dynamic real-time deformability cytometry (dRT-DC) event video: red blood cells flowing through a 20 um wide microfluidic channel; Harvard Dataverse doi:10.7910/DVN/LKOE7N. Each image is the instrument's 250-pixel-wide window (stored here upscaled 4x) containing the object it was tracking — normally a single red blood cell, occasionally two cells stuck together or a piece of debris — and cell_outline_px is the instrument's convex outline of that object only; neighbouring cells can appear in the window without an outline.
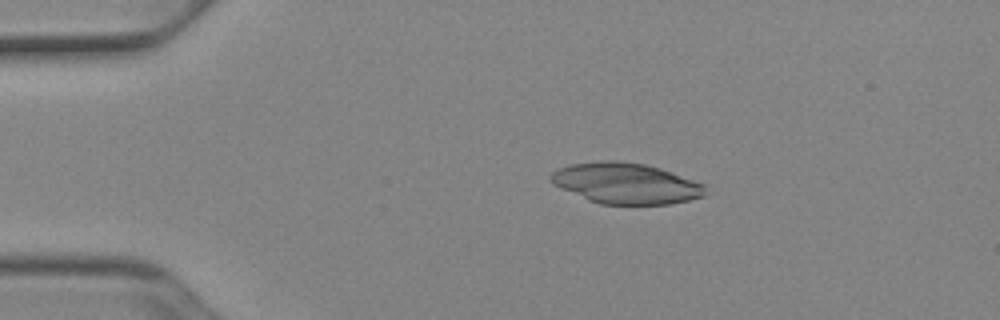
{"species": "Egyptian fruit bat (a non-hibernating species)", "species_latin": "Rousettus aegyptiacus", "temperature_condition": "cold", "stored_images_in_passage": 51, "camera_frame_rate_fps": 3000, "um_per_image_px": 0.085, "animal": {"sex": "female"}, "frame": {"image": 1, "passage_image": 10, "time_ms": 3.0, "image_size_px": [1000, 320], "cell_outline_px": [[704, 196], [688, 200], [668, 204], [600, 204], [588, 200], [560, 188], [552, 184], [548, 176], [556, 168], [568, 164], [600, 160], [616, 160], [644, 164], [660, 168], [672, 172], [704, 184]], "centroid_in_image_um": [53.12, 15.57], "position_along_channel_um": 31.9, "area_um2": 36.88}}